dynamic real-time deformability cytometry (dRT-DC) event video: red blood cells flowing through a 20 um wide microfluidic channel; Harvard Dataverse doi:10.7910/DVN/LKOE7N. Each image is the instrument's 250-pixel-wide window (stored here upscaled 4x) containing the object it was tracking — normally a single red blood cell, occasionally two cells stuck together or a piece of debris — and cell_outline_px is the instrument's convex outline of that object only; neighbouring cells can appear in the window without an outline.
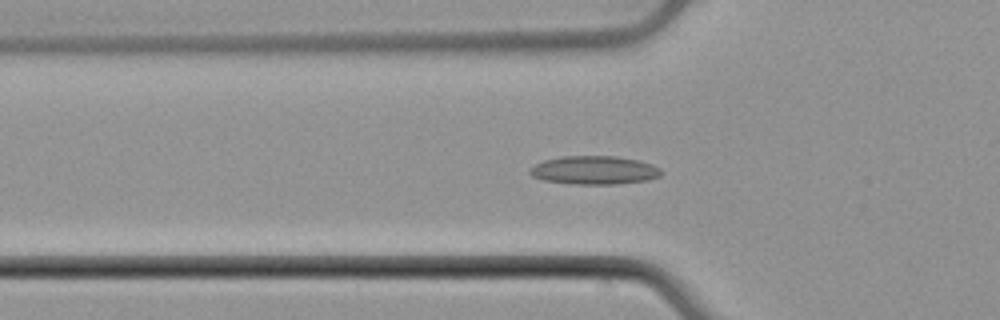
{"species": "common noctule bat (a hibernating species)", "species_latin": "Nyctalus noctula", "temperature_condition": "cold", "stored_images_in_passage": 38, "camera_frame_rate_fps": 3000, "um_per_image_px": 0.085, "animal": {"sex": "male", "body_mass_g": 21.5, "forearm_length_mm": 52.0}, "frame": {"image": 1, "passage_image": 10, "time_ms": 3.0, "image_size_px": [1000, 320], "cell_outline_px": [[664, 172], [660, 176], [648, 180], [616, 184], [572, 184], [544, 180], [532, 176], [528, 172], [528, 168], [544, 160], [560, 156], [616, 156], [636, 160], [652, 164], [660, 168]], "centroid_in_image_um": [50.51, 14.46], "position_along_channel_um": 75.3, "area_um2": 21.91}}
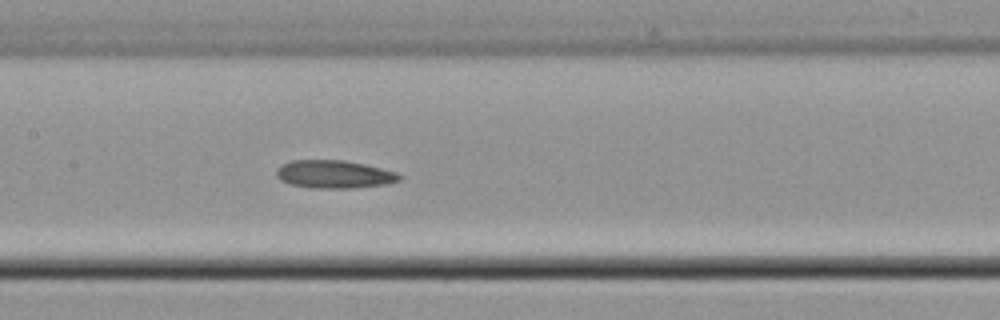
{"frame": {"image": 2, "passage_image": 18, "time_ms": 5.667, "image_size_px": [1000, 320], "cell_outline_px": [[400, 180], [384, 184], [352, 188], [312, 188], [292, 184], [280, 180], [276, 176], [276, 168], [280, 164], [292, 160], [344, 160], [364, 164], [396, 172], [400, 176]], "centroid_in_image_um": [28.34, 14.8], "position_along_channel_um": 179.1, "area_um2": 19.94}}
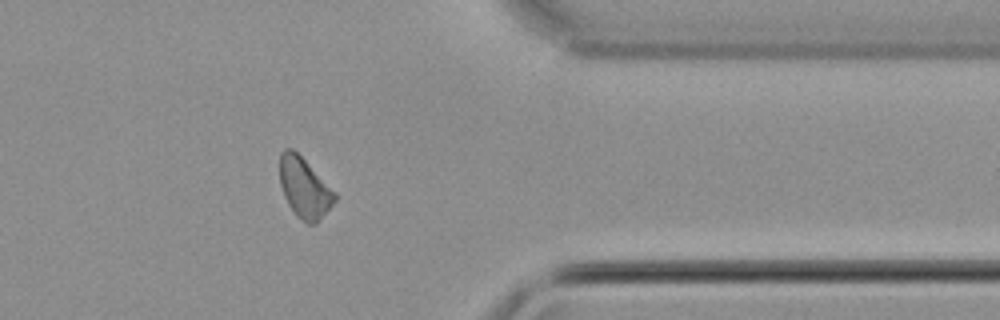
{"frame": {"image": 3, "passage_image": 35, "time_ms": 11.333, "image_size_px": [1000, 320], "cell_outline_px": [[336, 200], [316, 224], [308, 224], [296, 216], [288, 204], [284, 196], [280, 184], [280, 152], [284, 148], [292, 148], [336, 192]], "centroid_in_image_um": [25.86, 15.98], "position_along_channel_um": 385.5, "area_um2": 19.13}}